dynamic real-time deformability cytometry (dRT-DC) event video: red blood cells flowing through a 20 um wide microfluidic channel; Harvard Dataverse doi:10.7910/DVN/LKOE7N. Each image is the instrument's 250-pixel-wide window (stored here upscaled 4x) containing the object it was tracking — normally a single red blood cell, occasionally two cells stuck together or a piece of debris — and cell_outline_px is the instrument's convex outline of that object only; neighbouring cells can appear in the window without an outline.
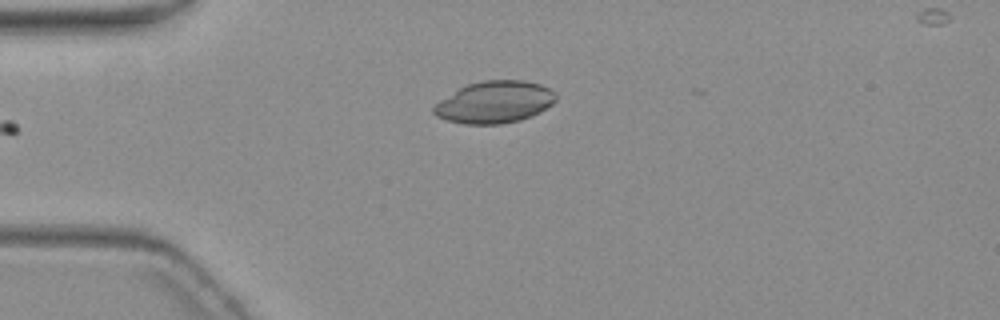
{"species": "common noctule bat (a hibernating species)", "species_latin": "Nyctalus noctula", "temperature_condition": "warm", "stored_images_in_passage": 6, "camera_frame_rate_fps": 3000, "um_per_image_px": 0.085, "animal": {"sex": "female", "body_mass_g": 19.3, "forearm_length_mm": 54.1}, "frame": {"image": 1, "passage_image": 2, "time_ms": 2.0, "image_size_px": [1000, 320], "cell_outline_px": [[556, 100], [552, 104], [540, 112], [532, 116], [520, 120], [500, 124], [464, 124], [448, 120], [436, 116], [432, 112], [432, 108], [440, 100], [460, 88], [468, 84], [484, 80], [524, 80], [540, 84], [556, 92]], "centroid_in_image_um": [42.06, 8.68], "position_along_channel_um": 42.9, "area_um2": 29.82}}
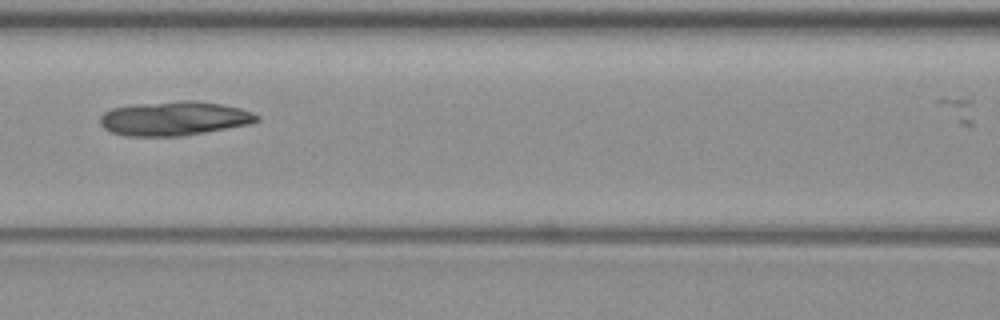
{"frame": {"image": 2, "passage_image": 5, "time_ms": 5.667, "image_size_px": [1000, 320], "cell_outline_px": [[260, 120], [252, 124], [184, 136], [124, 136], [112, 132], [104, 128], [100, 124], [100, 116], [104, 112], [112, 108], [136, 104], [180, 100], [196, 100], [220, 104], [240, 108], [252, 112], [260, 116]], "centroid_in_image_um": [14.84, 10.07], "position_along_channel_um": 151.8, "area_um2": 31.5}}
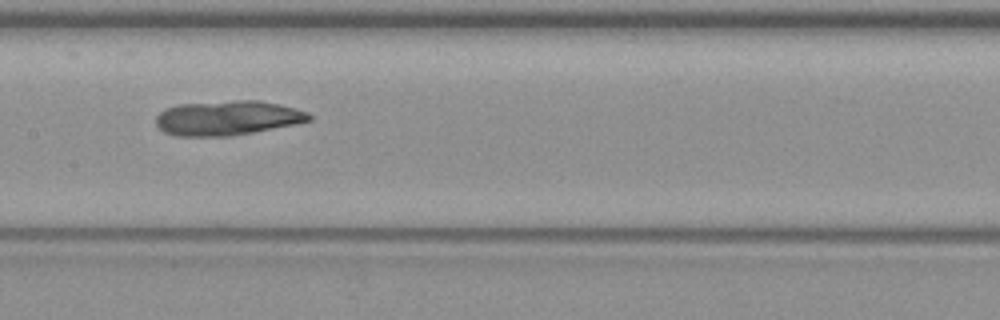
{"frame": {"image": 3, "passage_image": 6, "time_ms": 6.667, "image_size_px": [1000, 320], "cell_outline_px": [[312, 120], [296, 124], [232, 136], [176, 136], [164, 132], [156, 124], [156, 116], [164, 108], [176, 104], [232, 100], [260, 100], [280, 104], [296, 108], [308, 112], [312, 116]], "centroid_in_image_um": [19.34, 10.01], "position_along_channel_um": 188.1, "area_um2": 31.27}}